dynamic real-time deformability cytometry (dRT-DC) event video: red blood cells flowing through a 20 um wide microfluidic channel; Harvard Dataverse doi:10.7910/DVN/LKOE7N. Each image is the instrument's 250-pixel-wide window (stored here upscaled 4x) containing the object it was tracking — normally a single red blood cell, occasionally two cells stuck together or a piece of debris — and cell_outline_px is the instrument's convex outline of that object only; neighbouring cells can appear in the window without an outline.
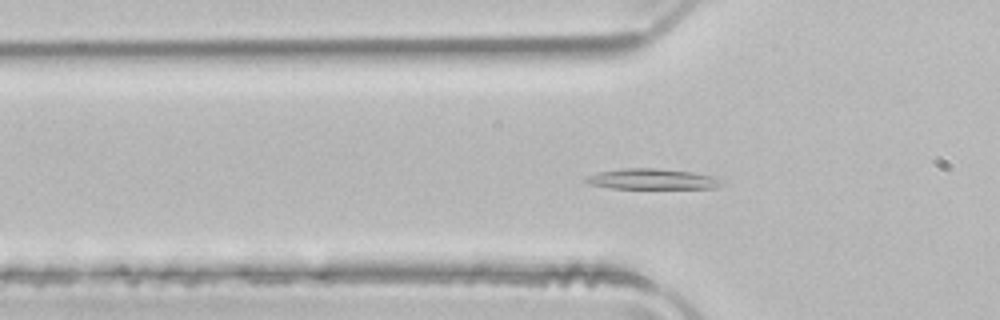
{"species": "common noctule bat (a hibernating species)", "species_latin": "Nyctalus noctula", "temperature_condition": "room temperature", "stored_images_in_passage": 50, "camera_frame_rate_fps": 3000, "um_per_image_px": 0.085, "animal": {"sex": "male", "body_mass_g": 21.5, "forearm_length_mm": 52.0}, "frame": {"image": 1, "passage_image": 16, "time_ms": 5.0, "image_size_px": [1000, 320], "cell_outline_px": [[724, 184], [716, 188], [612, 188], [588, 184], [584, 180], [588, 176], [600, 172], [624, 168], [652, 168], [692, 172], [712, 176], [724, 180]], "centroid_in_image_um": [55.48, 15.23], "position_along_channel_um": 70.3, "area_um2": 16.13}}
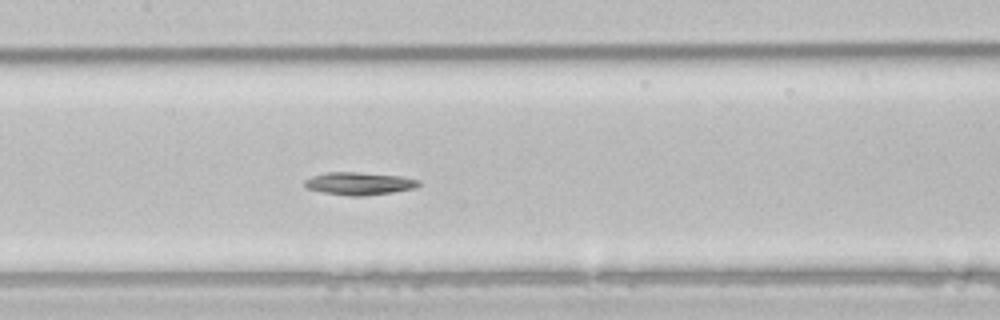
{"frame": {"image": 2, "passage_image": 24, "time_ms": 7.667, "image_size_px": [1000, 320], "cell_outline_px": [[424, 184], [416, 188], [392, 192], [364, 196], [348, 196], [324, 192], [304, 188], [304, 180], [312, 176], [328, 172], [356, 172], [404, 176], [420, 180]], "centroid_in_image_um": [30.58, 15.6], "position_along_channel_um": 176.8, "area_um2": 15.32}}
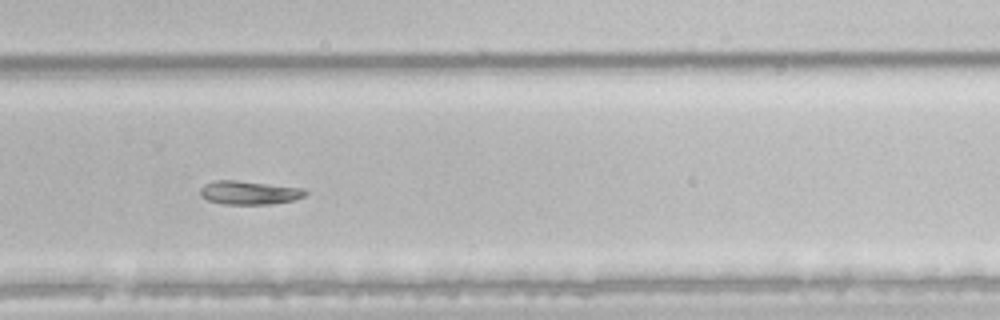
{"frame": {"image": 3, "passage_image": 34, "time_ms": 11.0, "image_size_px": [1000, 320], "cell_outline_px": [[308, 192], [304, 196], [292, 200], [272, 204], [224, 204], [208, 200], [200, 196], [200, 188], [204, 184], [212, 180], [236, 180], [304, 188]], "centroid_in_image_um": [21.15, 16.37], "position_along_channel_um": 308.6, "area_um2": 14.51}, "authors_computed_cell_mechanics": {"area_um2": 17.5134, "velocity_mm_per_s": 3.9712, "shape_relaxation_time_tau1_ms": 4.9406, "shape_relaxation_time_tau2_ms": null, "deformation_change_tau1": 0.1282, "deformation_change_tau2": null}}